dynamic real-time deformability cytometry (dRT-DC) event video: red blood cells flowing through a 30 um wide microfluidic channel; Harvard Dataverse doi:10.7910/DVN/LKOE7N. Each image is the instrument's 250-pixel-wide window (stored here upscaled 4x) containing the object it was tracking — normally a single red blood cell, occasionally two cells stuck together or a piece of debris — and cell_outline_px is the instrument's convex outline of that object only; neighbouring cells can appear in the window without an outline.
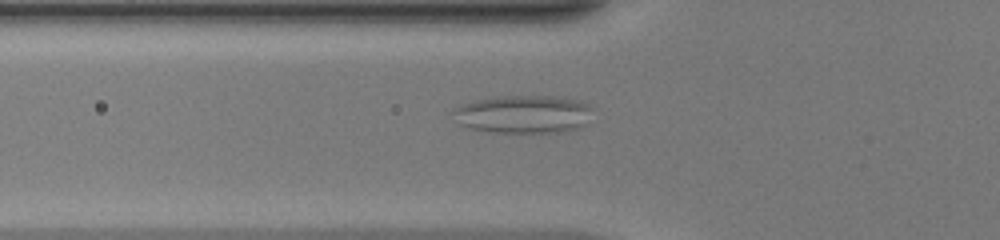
{"species": "common noctule bat (a hibernating species)", "species_latin": "Nyctalus noctula", "temperature_condition": "warm", "stored_images_in_passage": 55, "camera_frame_rate_fps": 3000, "um_per_image_px": 0.085, "animal": {"sex": "female", "body_mass_g": 20.0, "forearm_length_mm": 54.0}, "frame": {"image": 1, "passage_image": 21, "time_ms": 6.667, "image_size_px": [1000, 240], "cell_outline_px": [[592, 108], [584, 124], [580, 128], [560, 132], [492, 132], [472, 128], [460, 124], [452, 112], [452, 108], [476, 100], [496, 96], [552, 96], [580, 100], [588, 104]], "centroid_in_image_um": [44.49, 9.7], "position_along_channel_um": 81.3, "area_um2": 30.69}}
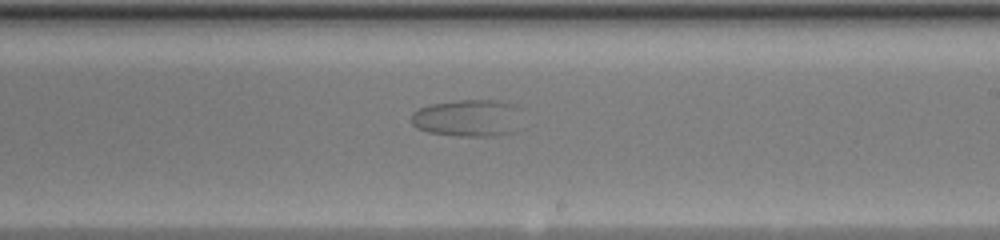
{"frame": {"image": 2, "passage_image": 34, "time_ms": 11.0, "image_size_px": [1000, 240], "cell_outline_px": [[520, 108], [512, 132], [492, 136], [456, 136], [428, 132], [416, 128], [412, 124], [412, 112], [420, 108], [432, 104], [456, 100], [492, 100], [516, 104]], "centroid_in_image_um": [39.71, 10.02], "position_along_channel_um": 249.3, "area_um2": 23.7}}
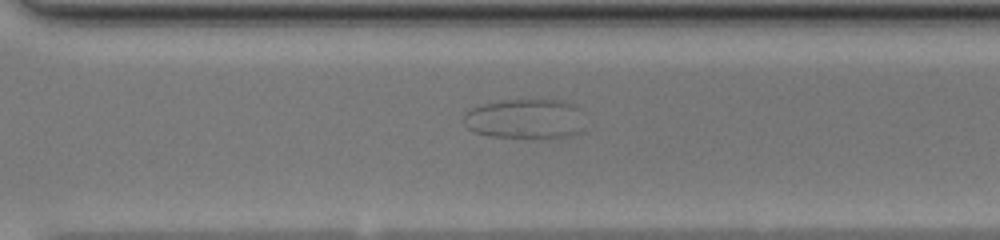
{"frame": {"image": 3, "passage_image": 40, "time_ms": 13.0, "image_size_px": [1000, 240], "cell_outline_px": [[580, 128], [576, 132], [568, 136], [488, 136], [472, 132], [464, 124], [464, 112], [472, 108], [484, 104], [508, 100], [564, 100], [576, 104]], "centroid_in_image_um": [44.53, 10.07], "position_along_channel_um": 326.1, "area_um2": 27.11}}